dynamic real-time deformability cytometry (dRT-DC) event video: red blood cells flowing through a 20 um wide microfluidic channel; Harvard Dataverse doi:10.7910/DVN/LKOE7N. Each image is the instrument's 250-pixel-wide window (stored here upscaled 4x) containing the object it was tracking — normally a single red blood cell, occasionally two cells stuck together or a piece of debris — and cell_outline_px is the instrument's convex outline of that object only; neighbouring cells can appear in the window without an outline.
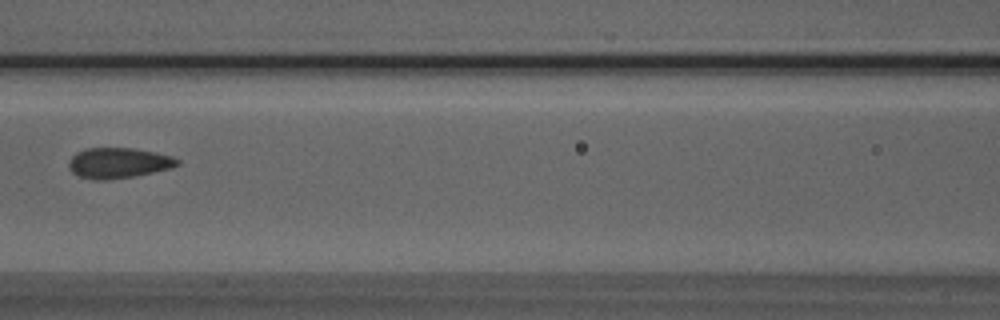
{"species": "Egyptian fruit bat (a non-hibernating species)", "species_latin": "Rousettus aegyptiacus", "temperature_condition": "room temperature", "stored_images_in_passage": 4, "camera_frame_rate_fps": 3000, "um_per_image_px": 0.085, "animal": {"sex": "male"}, "frame": {"image": 1, "passage_image": 3, "time_ms": 2.333, "image_size_px": [1000, 320], "cell_outline_px": [[180, 164], [168, 168], [152, 172], [132, 176], [104, 180], [100, 180], [80, 176], [72, 172], [68, 168], [68, 160], [76, 152], [84, 148], [132, 148], [156, 152], [172, 156], [180, 160]], "centroid_in_image_um": [10.04, 13.83], "position_along_channel_um": 156.6, "area_um2": 19.13}}
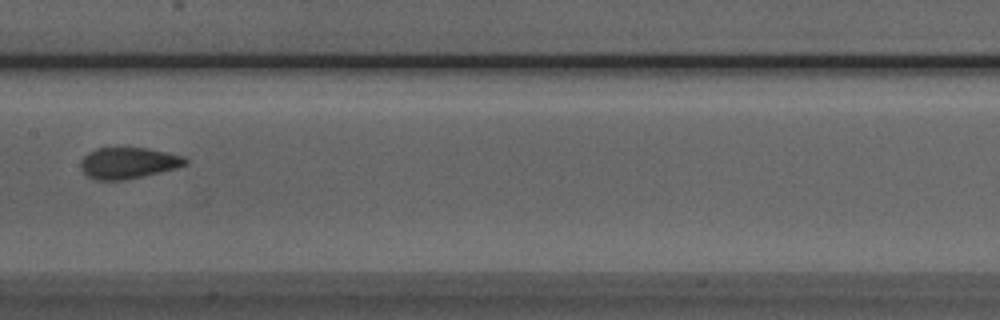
{"frame": {"image": 2, "passage_image": 4, "time_ms": 3.333, "image_size_px": [1000, 320], "cell_outline_px": [[188, 164], [176, 168], [160, 172], [124, 180], [96, 180], [88, 176], [80, 168], [80, 160], [88, 152], [96, 148], [148, 148], [168, 152], [184, 156], [188, 160]], "centroid_in_image_um": [10.91, 13.85], "position_along_channel_um": 196.5, "area_um2": 19.13}}